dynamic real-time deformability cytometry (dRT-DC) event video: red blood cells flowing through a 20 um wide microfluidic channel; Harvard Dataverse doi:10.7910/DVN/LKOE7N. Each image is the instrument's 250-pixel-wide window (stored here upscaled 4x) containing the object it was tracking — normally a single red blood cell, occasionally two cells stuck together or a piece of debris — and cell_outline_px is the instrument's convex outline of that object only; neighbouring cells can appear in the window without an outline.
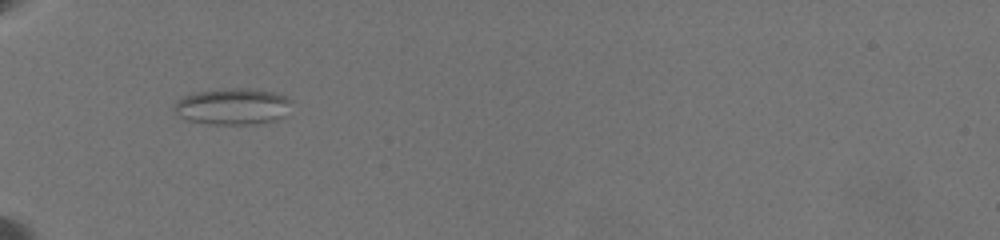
{"species": "common noctule bat (a hibernating species)", "species_latin": "Nyctalus noctula", "temperature_condition": "warm", "stored_images_in_passage": 31, "camera_frame_rate_fps": 3000, "um_per_image_px": 0.085, "animal": {"sex": "female", "body_mass_g": 19.5, "forearm_length_mm": 54.1}, "frame": {"image": 1, "passage_image": 1, "time_ms": 0.0, "image_size_px": [1000, 240], "cell_outline_px": [[292, 100], [284, 116], [276, 120], [252, 124], [208, 124], [188, 120], [180, 116], [172, 108], [184, 96], [196, 92], [228, 88], [248, 88], [272, 92], [284, 96]], "centroid_in_image_um": [19.78, 9.05], "position_along_channel_um": 65.2, "area_um2": 24.62}}
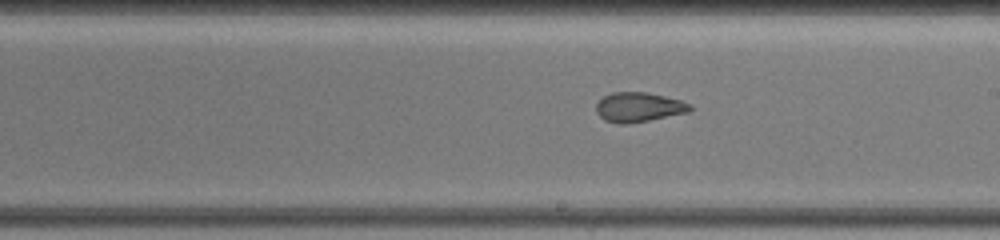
{"frame": {"image": 2, "passage_image": 13, "time_ms": 5.0, "image_size_px": [1000, 240], "cell_outline_px": [[692, 108], [688, 112], [628, 124], [620, 124], [604, 120], [596, 112], [596, 104], [604, 96], [612, 92], [648, 92], [680, 100], [692, 104]], "centroid_in_image_um": [54.28, 9.1], "position_along_channel_um": 234.7, "area_um2": 16.13}}
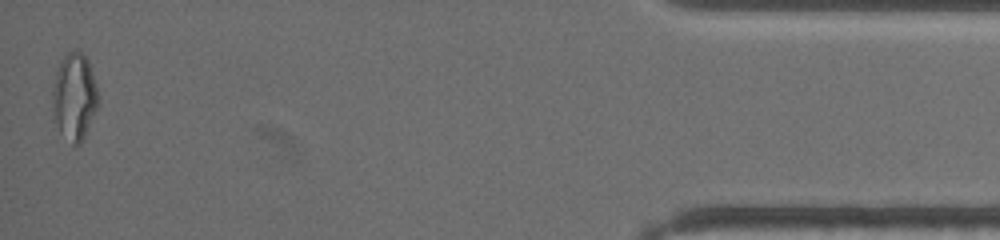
{"frame": {"image": 3, "passage_image": 31, "time_ms": 12.333, "image_size_px": [1000, 240], "cell_outline_px": [[96, 108], [84, 136], [80, 144], [72, 144], [60, 132], [52, 108], [52, 92], [56, 72], [64, 56], [72, 48], [76, 48], [88, 60], [96, 84]], "centroid_in_image_um": [6.29, 8.17], "position_along_channel_um": 428.9, "area_um2": 22.54}, "authors_computed_cell_mechanics": {"area_um2": 17.1088, "velocity_mm_per_s": 3.6074, "shape_relaxation_time_tau1_ms": null, "shape_relaxation_time_tau2_ms": 1.579, "deformation_change_tau1": null, "deformation_change_tau2": 0.0852}}